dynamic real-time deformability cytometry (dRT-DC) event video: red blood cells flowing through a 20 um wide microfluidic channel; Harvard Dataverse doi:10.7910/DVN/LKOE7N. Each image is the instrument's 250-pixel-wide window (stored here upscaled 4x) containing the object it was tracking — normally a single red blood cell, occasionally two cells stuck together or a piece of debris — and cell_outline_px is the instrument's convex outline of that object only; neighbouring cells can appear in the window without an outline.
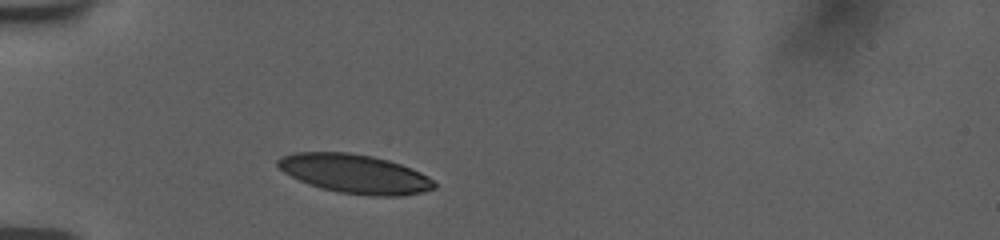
{"species": "human", "species_latin": "Homo sapiens", "temperature_condition": "room temperature", "stored_images_in_passage": 33, "camera_frame_rate_fps": 3000, "um_per_image_px": 0.085, "donor": {"sex": "female"}, "frame": {"image": 1, "passage_image": 1, "time_ms": 0.0, "image_size_px": [1000, 240], "cell_outline_px": [[436, 188], [424, 192], [404, 196], [372, 196], [340, 192], [320, 188], [308, 184], [284, 172], [276, 164], [276, 160], [280, 156], [292, 152], [348, 152], [372, 156], [388, 160], [412, 168], [428, 176], [436, 184]], "centroid_in_image_um": [30.17, 14.77], "position_along_channel_um": 54.8, "area_um2": 35.72}}
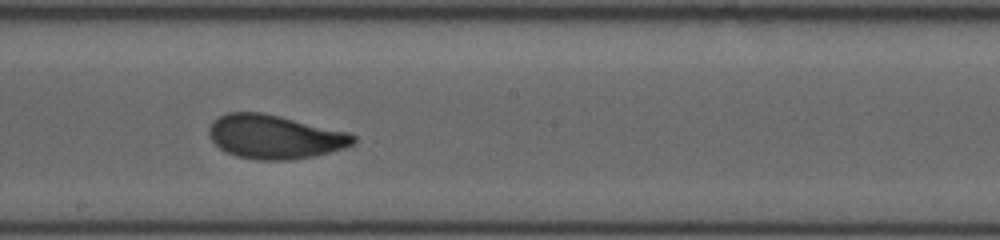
{"frame": {"image": 2, "passage_image": 16, "time_ms": 5.0, "image_size_px": [1000, 240], "cell_outline_px": [[356, 140], [352, 144], [344, 148], [312, 156], [292, 160], [256, 160], [236, 156], [224, 152], [208, 136], [208, 128], [220, 116], [228, 112], [260, 112], [280, 116], [348, 132], [356, 136]], "centroid_in_image_um": [23.33, 11.63], "position_along_channel_um": 224.9, "area_um2": 36.76}}
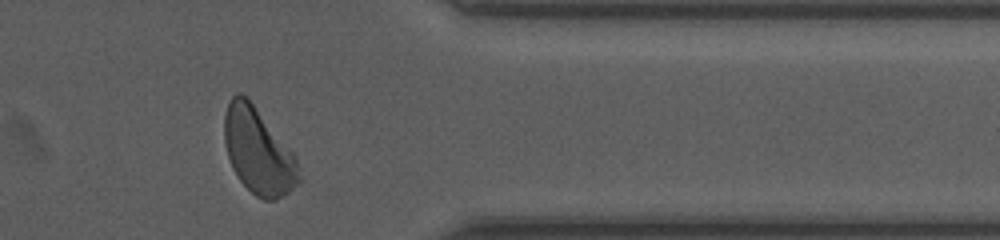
{"frame": {"image": 3, "passage_image": 30, "time_ms": 9.667, "image_size_px": [1000, 240], "cell_outline_px": [[304, 180], [300, 184], [284, 196], [276, 200], [264, 200], [256, 196], [236, 176], [232, 168], [228, 156], [224, 140], [224, 116], [228, 100], [236, 92], [240, 92], [252, 104], [292, 152], [300, 168]], "centroid_in_image_um": [21.97, 12.91], "position_along_channel_um": 389.4, "area_um2": 37.17}, "authors_computed_cell_mechanics": {"area_um2": 36.7608, "velocity_mm_per_s": 3.7323, "shape_relaxation_time_tau1_ms": 3.653, "shape_relaxation_time_tau2_ms": 1.1377, "deformation_change_tau1": 0.1462, "deformation_change_tau2": 0.0624}}